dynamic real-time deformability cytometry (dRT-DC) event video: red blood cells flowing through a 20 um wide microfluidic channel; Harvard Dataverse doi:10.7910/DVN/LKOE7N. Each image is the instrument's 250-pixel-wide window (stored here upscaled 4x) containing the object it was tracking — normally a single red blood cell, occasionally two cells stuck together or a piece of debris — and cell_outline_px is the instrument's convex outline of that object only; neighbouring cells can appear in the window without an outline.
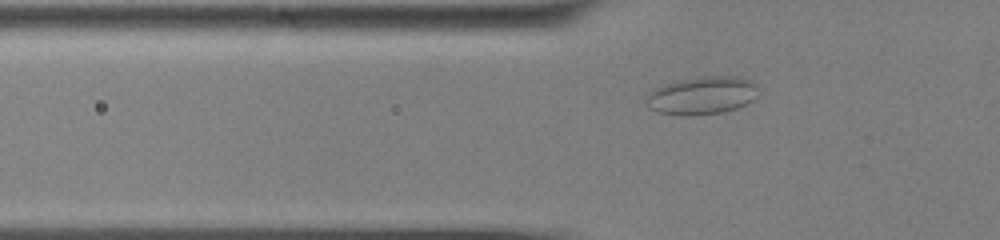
{"species": "common noctule bat (a hibernating species)", "species_latin": "Nyctalus noctula", "temperature_condition": "cold", "stored_images_in_passage": 48, "camera_frame_rate_fps": 3000, "um_per_image_px": 0.085, "animal": {"sex": "male", "body_mass_g": 13.0, "forearm_length_mm": 53.1}, "frame": {"image": 1, "passage_image": 10, "time_ms": 3.0, "image_size_px": [1000, 240], "cell_outline_px": [[756, 96], [748, 104], [736, 108], [720, 112], [692, 116], [684, 116], [656, 112], [648, 108], [644, 100], [648, 92], [672, 80], [700, 76], [740, 76], [752, 80], [756, 84]], "centroid_in_image_um": [59.62, 8.1], "position_along_channel_um": 66.2, "area_um2": 25.32}}
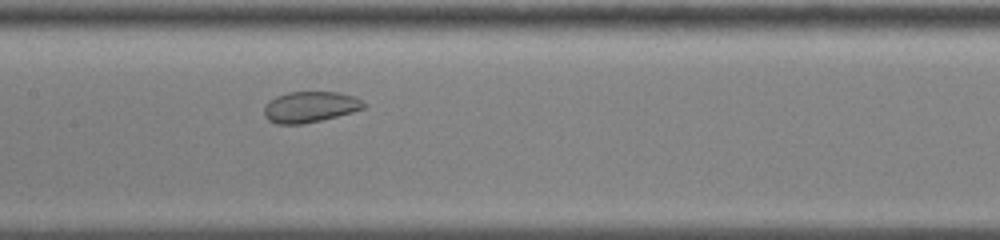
{"frame": {"image": 2, "passage_image": 20, "time_ms": 6.333, "image_size_px": [1000, 240], "cell_outline_px": [[368, 104], [364, 108], [352, 112], [304, 124], [276, 124], [268, 120], [264, 116], [264, 108], [268, 100], [276, 96], [288, 92], [336, 92], [352, 96]], "centroid_in_image_um": [26.31, 9.09], "position_along_channel_um": 181.1, "area_um2": 17.92}}
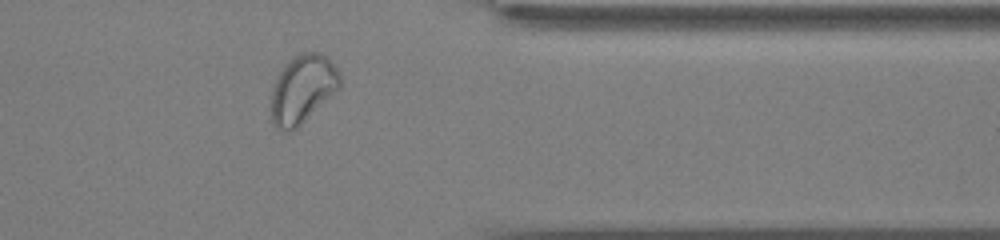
{"frame": {"image": 3, "passage_image": 38, "time_ms": 12.333, "image_size_px": [1000, 240], "cell_outline_px": [[340, 88], [296, 128], [288, 132], [276, 128], [272, 124], [268, 108], [272, 92], [276, 80], [284, 64], [292, 56], [300, 52], [320, 52], [340, 72]], "centroid_in_image_um": [25.67, 7.58], "position_along_channel_um": 385.7, "area_um2": 27.51}, "authors_computed_cell_mechanics": {"area_um2": 23.4668, "velocity_mm_per_s": 3.5488, "shape_relaxation_time_tau1_ms": null, "shape_relaxation_time_tau2_ms": 1.0343, "deformation_change_tau1": null, "deformation_change_tau2": 0.0485}}